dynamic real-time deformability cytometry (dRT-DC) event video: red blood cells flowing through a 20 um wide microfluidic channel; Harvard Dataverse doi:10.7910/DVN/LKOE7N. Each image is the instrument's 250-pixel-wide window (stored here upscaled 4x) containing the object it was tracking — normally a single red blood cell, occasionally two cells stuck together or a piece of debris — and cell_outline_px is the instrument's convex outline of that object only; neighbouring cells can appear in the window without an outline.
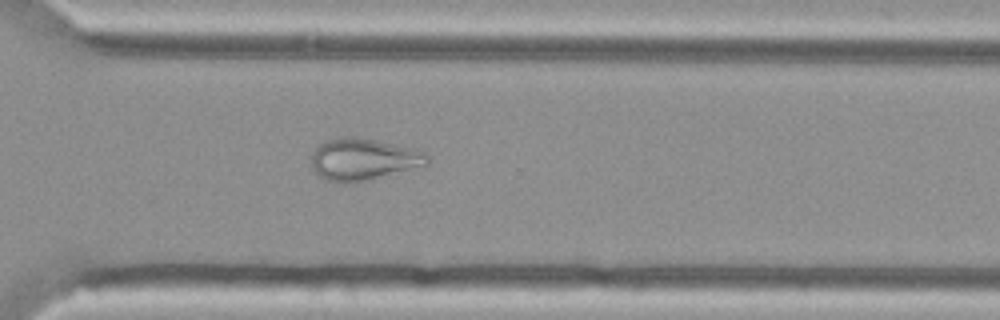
{"species": "Egyptian fruit bat (a non-hibernating species)", "species_latin": "Rousettus aegyptiacus", "temperature_condition": "cold", "stored_images_in_passage": 55, "camera_frame_rate_fps": 3000, "um_per_image_px": 0.085, "animal": {"sex": "female"}, "frame": {"image": 1, "passage_image": 40, "time_ms": 13.0, "image_size_px": [1000, 320], "cell_outline_px": [[428, 164], [372, 180], [352, 184], [344, 184], [324, 180], [312, 168], [312, 156], [316, 148], [324, 140], [340, 136], [360, 136], [412, 148], [424, 152], [428, 156]], "centroid_in_image_um": [30.85, 13.55], "position_along_channel_um": 339.7, "area_um2": 28.78}}
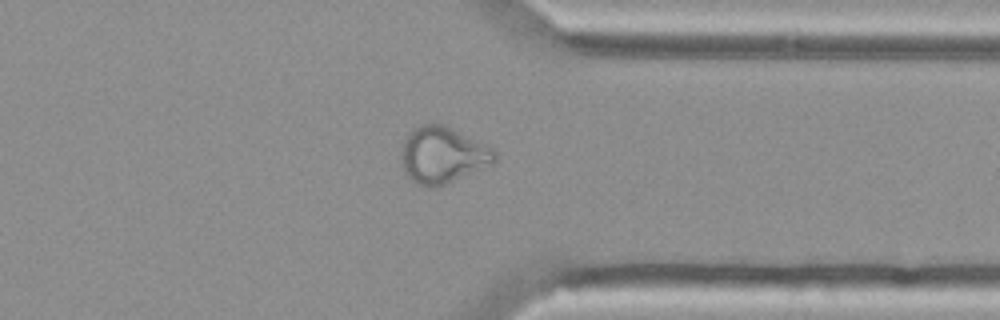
{"frame": {"image": 2, "passage_image": 43, "time_ms": 14.0, "image_size_px": [1000, 320], "cell_outline_px": [[496, 160], [492, 164], [436, 188], [432, 188], [416, 184], [404, 172], [400, 160], [400, 156], [404, 140], [412, 128], [420, 124], [444, 124], [488, 144], [496, 152]], "centroid_in_image_um": [37.61, 13.17], "position_along_channel_um": 373.8, "area_um2": 31.1}}
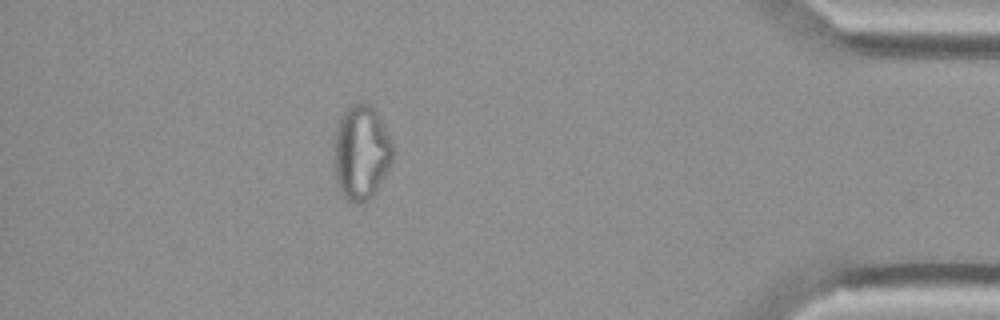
{"frame": {"image": 3, "passage_image": 49, "time_ms": 16.0, "image_size_px": [1000, 320], "cell_outline_px": [[392, 160], [376, 192], [364, 204], [356, 204], [348, 200], [344, 196], [336, 184], [332, 148], [340, 116], [352, 104], [360, 100], [372, 104], [380, 116], [384, 124], [392, 144]], "centroid_in_image_um": [30.68, 12.95], "position_along_channel_um": 404.5, "area_um2": 33.0}}